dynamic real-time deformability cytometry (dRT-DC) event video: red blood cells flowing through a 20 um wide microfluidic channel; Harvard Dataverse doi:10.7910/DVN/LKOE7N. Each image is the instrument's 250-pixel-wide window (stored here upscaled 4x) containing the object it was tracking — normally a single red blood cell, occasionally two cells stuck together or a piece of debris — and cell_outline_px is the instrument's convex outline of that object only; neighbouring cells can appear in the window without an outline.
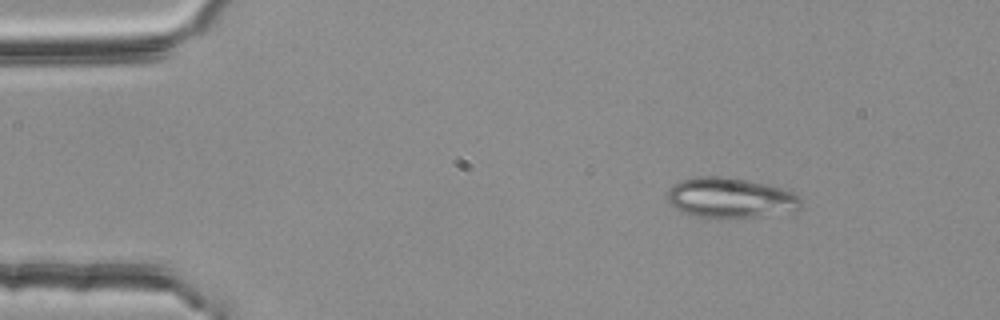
{"species": "common noctule bat (a hibernating species)", "species_latin": "Nyctalus noctula", "temperature_condition": "room temperature", "stored_images_in_passage": 2, "camera_frame_rate_fps": 3000, "um_per_image_px": 0.085, "animal": {"sex": "female", "body_mass_g": 25.1}, "frame": {"image": 1, "passage_image": 1, "time_ms": 0.0, "image_size_px": [1000, 320], "cell_outline_px": [[800, 208], [792, 212], [728, 220], [720, 220], [692, 216], [680, 212], [668, 200], [668, 188], [672, 184], [680, 180], [696, 176], [724, 176], [748, 180], [768, 184], [792, 192], [800, 196]], "centroid_in_image_um": [62.05, 16.84], "position_along_channel_um": 22.9, "area_um2": 32.19}}